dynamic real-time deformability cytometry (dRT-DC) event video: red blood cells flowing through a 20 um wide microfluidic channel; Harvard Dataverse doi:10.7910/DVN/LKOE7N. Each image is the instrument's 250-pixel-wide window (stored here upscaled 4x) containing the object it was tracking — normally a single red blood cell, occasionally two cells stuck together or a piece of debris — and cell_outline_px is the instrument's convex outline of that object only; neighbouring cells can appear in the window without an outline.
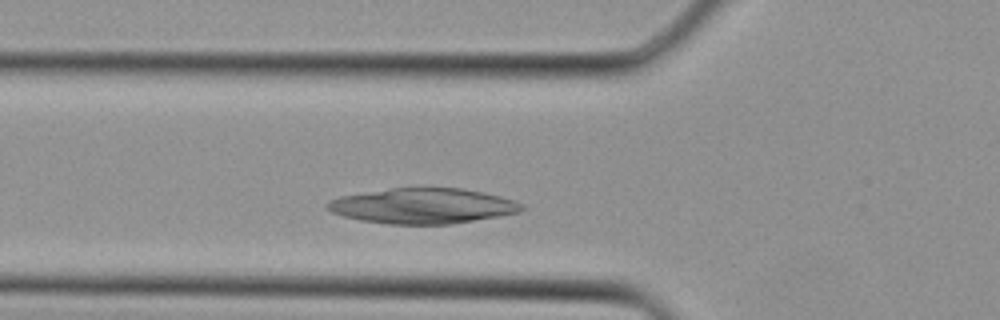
{"species": "Egyptian fruit bat (a non-hibernating species)", "species_latin": "Rousettus aegyptiacus", "temperature_condition": "cold", "stored_images_in_passage": 25, "camera_frame_rate_fps": 3000, "um_per_image_px": 0.085, "animal": {"sex": "female"}, "frame": {"image": 1, "passage_image": 4, "time_ms": 1.0, "image_size_px": [1000, 320], "cell_outline_px": [[524, 208], [520, 212], [500, 216], [452, 224], [388, 224], [360, 220], [344, 216], [332, 212], [328, 208], [328, 204], [332, 200], [340, 196], [392, 188], [460, 188], [484, 192], [500, 196], [512, 200], [520, 204]], "centroid_in_image_um": [35.97, 17.51], "position_along_channel_um": 89.8, "area_um2": 39.65}}
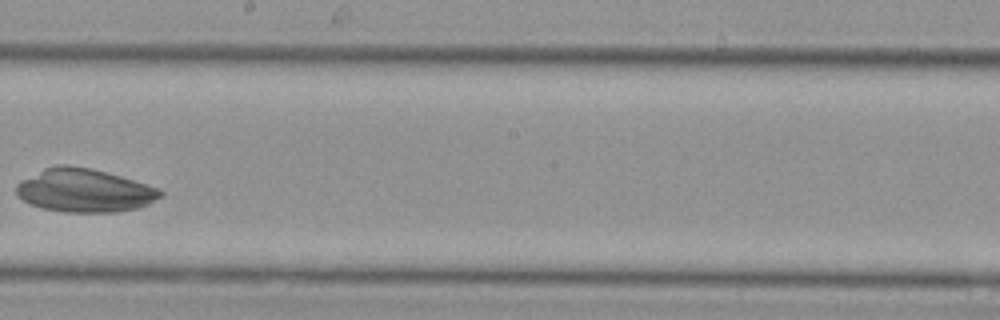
{"frame": {"image": 2, "passage_image": 12, "time_ms": 3.667, "image_size_px": [1000, 320], "cell_outline_px": [[164, 192], [160, 196], [148, 204], [140, 208], [120, 212], [64, 212], [40, 208], [16, 196], [16, 184], [20, 180], [44, 168], [60, 164], [68, 164], [92, 168], [120, 176], [160, 188]], "centroid_in_image_um": [7.16, 16.19], "position_along_channel_um": 241.0, "area_um2": 36.65}}
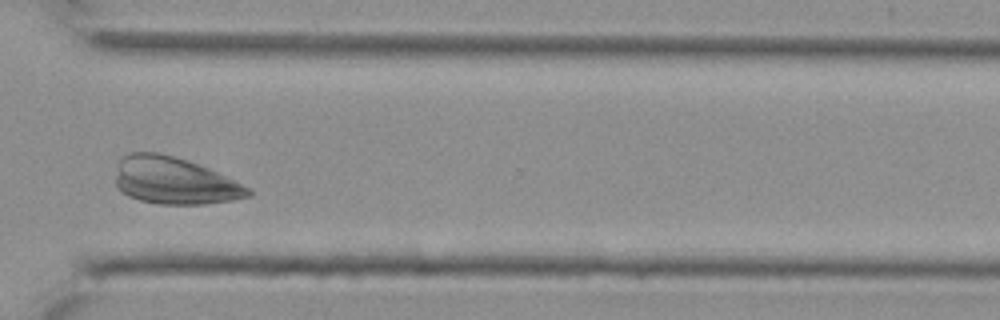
{"frame": {"image": 3, "passage_image": 18, "time_ms": 5.667, "image_size_px": [1000, 320], "cell_outline_px": [[252, 196], [232, 200], [204, 204], [160, 204], [140, 200], [128, 196], [116, 184], [116, 176], [120, 160], [128, 152], [156, 152], [172, 156], [208, 168], [236, 180], [252, 188]], "centroid_in_image_um": [14.87, 15.37], "position_along_channel_um": 355.7, "area_um2": 36.13}}